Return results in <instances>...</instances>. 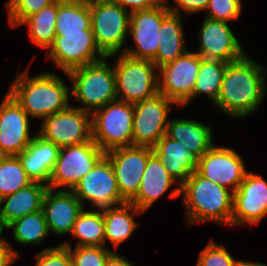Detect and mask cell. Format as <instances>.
Wrapping results in <instances>:
<instances>
[{"instance_id": "d6986e66", "label": "cell", "mask_w": 267, "mask_h": 266, "mask_svg": "<svg viewBox=\"0 0 267 266\" xmlns=\"http://www.w3.org/2000/svg\"><path fill=\"white\" fill-rule=\"evenodd\" d=\"M198 36L200 49L196 53L202 58L230 63L245 55L238 38L227 22L205 18Z\"/></svg>"}, {"instance_id": "f546056e", "label": "cell", "mask_w": 267, "mask_h": 266, "mask_svg": "<svg viewBox=\"0 0 267 266\" xmlns=\"http://www.w3.org/2000/svg\"><path fill=\"white\" fill-rule=\"evenodd\" d=\"M78 214L71 234L78 238V246L104 247L105 232L102 209L99 211H85Z\"/></svg>"}, {"instance_id": "3957f363", "label": "cell", "mask_w": 267, "mask_h": 266, "mask_svg": "<svg viewBox=\"0 0 267 266\" xmlns=\"http://www.w3.org/2000/svg\"><path fill=\"white\" fill-rule=\"evenodd\" d=\"M188 224L214 221L231 226L233 192L193 172L180 186Z\"/></svg>"}, {"instance_id": "8fae6325", "label": "cell", "mask_w": 267, "mask_h": 266, "mask_svg": "<svg viewBox=\"0 0 267 266\" xmlns=\"http://www.w3.org/2000/svg\"><path fill=\"white\" fill-rule=\"evenodd\" d=\"M91 113L70 105L67 109L43 118L39 136L59 148L92 140Z\"/></svg>"}, {"instance_id": "9c48e42d", "label": "cell", "mask_w": 267, "mask_h": 266, "mask_svg": "<svg viewBox=\"0 0 267 266\" xmlns=\"http://www.w3.org/2000/svg\"><path fill=\"white\" fill-rule=\"evenodd\" d=\"M167 0L156 6L130 12L129 30L135 48H124L123 54L135 58L152 61L159 47L160 26L162 20L171 12Z\"/></svg>"}, {"instance_id": "8992f818", "label": "cell", "mask_w": 267, "mask_h": 266, "mask_svg": "<svg viewBox=\"0 0 267 266\" xmlns=\"http://www.w3.org/2000/svg\"><path fill=\"white\" fill-rule=\"evenodd\" d=\"M117 100L135 104L158 94L159 74L153 61L131 58L123 53L114 64Z\"/></svg>"}, {"instance_id": "7a4b0ae2", "label": "cell", "mask_w": 267, "mask_h": 266, "mask_svg": "<svg viewBox=\"0 0 267 266\" xmlns=\"http://www.w3.org/2000/svg\"><path fill=\"white\" fill-rule=\"evenodd\" d=\"M8 93L32 118L43 119L70 106V88L52 72L33 77L27 70L19 72Z\"/></svg>"}, {"instance_id": "30bf717a", "label": "cell", "mask_w": 267, "mask_h": 266, "mask_svg": "<svg viewBox=\"0 0 267 266\" xmlns=\"http://www.w3.org/2000/svg\"><path fill=\"white\" fill-rule=\"evenodd\" d=\"M48 56L63 73L107 57L97 46L92 30L60 33L49 47Z\"/></svg>"}, {"instance_id": "60d3db41", "label": "cell", "mask_w": 267, "mask_h": 266, "mask_svg": "<svg viewBox=\"0 0 267 266\" xmlns=\"http://www.w3.org/2000/svg\"><path fill=\"white\" fill-rule=\"evenodd\" d=\"M1 236L2 233L0 234V266H11L19 258V255L10 243Z\"/></svg>"}, {"instance_id": "d590c367", "label": "cell", "mask_w": 267, "mask_h": 266, "mask_svg": "<svg viewBox=\"0 0 267 266\" xmlns=\"http://www.w3.org/2000/svg\"><path fill=\"white\" fill-rule=\"evenodd\" d=\"M240 260L234 259L227 249L212 240L200 252L196 266H238Z\"/></svg>"}, {"instance_id": "4dcf8cb0", "label": "cell", "mask_w": 267, "mask_h": 266, "mask_svg": "<svg viewBox=\"0 0 267 266\" xmlns=\"http://www.w3.org/2000/svg\"><path fill=\"white\" fill-rule=\"evenodd\" d=\"M58 12V0L44 7L38 13L33 14L21 23L28 25L30 39L43 49L49 48L54 41L56 31V16Z\"/></svg>"}, {"instance_id": "52a82bcc", "label": "cell", "mask_w": 267, "mask_h": 266, "mask_svg": "<svg viewBox=\"0 0 267 266\" xmlns=\"http://www.w3.org/2000/svg\"><path fill=\"white\" fill-rule=\"evenodd\" d=\"M89 10L98 48L108 58L116 55L126 42L130 12L105 0H90Z\"/></svg>"}, {"instance_id": "e0dca14e", "label": "cell", "mask_w": 267, "mask_h": 266, "mask_svg": "<svg viewBox=\"0 0 267 266\" xmlns=\"http://www.w3.org/2000/svg\"><path fill=\"white\" fill-rule=\"evenodd\" d=\"M267 215V182L260 175L246 173L233 193L231 226L259 223Z\"/></svg>"}, {"instance_id": "83f0119b", "label": "cell", "mask_w": 267, "mask_h": 266, "mask_svg": "<svg viewBox=\"0 0 267 266\" xmlns=\"http://www.w3.org/2000/svg\"><path fill=\"white\" fill-rule=\"evenodd\" d=\"M55 35L91 29L89 1L58 0Z\"/></svg>"}, {"instance_id": "e575fe53", "label": "cell", "mask_w": 267, "mask_h": 266, "mask_svg": "<svg viewBox=\"0 0 267 266\" xmlns=\"http://www.w3.org/2000/svg\"><path fill=\"white\" fill-rule=\"evenodd\" d=\"M57 0H9L6 3L8 22L11 27H18L28 17L38 13L44 7Z\"/></svg>"}, {"instance_id": "484cf974", "label": "cell", "mask_w": 267, "mask_h": 266, "mask_svg": "<svg viewBox=\"0 0 267 266\" xmlns=\"http://www.w3.org/2000/svg\"><path fill=\"white\" fill-rule=\"evenodd\" d=\"M181 20V15L172 12L162 20L159 30V47L152 60L158 69L188 51L184 45L185 39Z\"/></svg>"}, {"instance_id": "44dd1931", "label": "cell", "mask_w": 267, "mask_h": 266, "mask_svg": "<svg viewBox=\"0 0 267 266\" xmlns=\"http://www.w3.org/2000/svg\"><path fill=\"white\" fill-rule=\"evenodd\" d=\"M151 149L167 172L178 182V187L171 191L170 197H179L180 186L197 170L199 157L166 135Z\"/></svg>"}, {"instance_id": "4316f807", "label": "cell", "mask_w": 267, "mask_h": 266, "mask_svg": "<svg viewBox=\"0 0 267 266\" xmlns=\"http://www.w3.org/2000/svg\"><path fill=\"white\" fill-rule=\"evenodd\" d=\"M142 212L131 202L103 208L105 242L108 240L115 248H118L138 226L133 215H140Z\"/></svg>"}, {"instance_id": "ac0fdd59", "label": "cell", "mask_w": 267, "mask_h": 266, "mask_svg": "<svg viewBox=\"0 0 267 266\" xmlns=\"http://www.w3.org/2000/svg\"><path fill=\"white\" fill-rule=\"evenodd\" d=\"M30 116L7 92L0 105V156L19 155L29 146Z\"/></svg>"}, {"instance_id": "7c38bea8", "label": "cell", "mask_w": 267, "mask_h": 266, "mask_svg": "<svg viewBox=\"0 0 267 266\" xmlns=\"http://www.w3.org/2000/svg\"><path fill=\"white\" fill-rule=\"evenodd\" d=\"M200 69V55L187 51L158 70L162 79H158V94L173 100L176 105L188 106L192 101V92Z\"/></svg>"}, {"instance_id": "b9f144b4", "label": "cell", "mask_w": 267, "mask_h": 266, "mask_svg": "<svg viewBox=\"0 0 267 266\" xmlns=\"http://www.w3.org/2000/svg\"><path fill=\"white\" fill-rule=\"evenodd\" d=\"M105 266H135L129 260L113 252L106 260Z\"/></svg>"}, {"instance_id": "9a60e30c", "label": "cell", "mask_w": 267, "mask_h": 266, "mask_svg": "<svg viewBox=\"0 0 267 266\" xmlns=\"http://www.w3.org/2000/svg\"><path fill=\"white\" fill-rule=\"evenodd\" d=\"M150 147H119L105 152L109 158L120 195L129 202L138 192L147 160L152 154Z\"/></svg>"}, {"instance_id": "7402d4cb", "label": "cell", "mask_w": 267, "mask_h": 266, "mask_svg": "<svg viewBox=\"0 0 267 266\" xmlns=\"http://www.w3.org/2000/svg\"><path fill=\"white\" fill-rule=\"evenodd\" d=\"M48 185L32 181L28 186L0 199V228L2 230L14 220L42 209ZM2 203H5L2 206Z\"/></svg>"}, {"instance_id": "5b68a950", "label": "cell", "mask_w": 267, "mask_h": 266, "mask_svg": "<svg viewBox=\"0 0 267 266\" xmlns=\"http://www.w3.org/2000/svg\"><path fill=\"white\" fill-rule=\"evenodd\" d=\"M133 104L115 100L91 116L92 140L104 152L133 146Z\"/></svg>"}, {"instance_id": "5bb4252c", "label": "cell", "mask_w": 267, "mask_h": 266, "mask_svg": "<svg viewBox=\"0 0 267 266\" xmlns=\"http://www.w3.org/2000/svg\"><path fill=\"white\" fill-rule=\"evenodd\" d=\"M81 201H91L98 210L127 202L118 189L109 158L104 155L71 190Z\"/></svg>"}, {"instance_id": "ab89813d", "label": "cell", "mask_w": 267, "mask_h": 266, "mask_svg": "<svg viewBox=\"0 0 267 266\" xmlns=\"http://www.w3.org/2000/svg\"><path fill=\"white\" fill-rule=\"evenodd\" d=\"M109 3L116 4L118 6H121L125 8L127 11L128 6L131 7V11H137V10H143V9H149L157 4H159L162 0H105Z\"/></svg>"}, {"instance_id": "4fadbf2b", "label": "cell", "mask_w": 267, "mask_h": 266, "mask_svg": "<svg viewBox=\"0 0 267 266\" xmlns=\"http://www.w3.org/2000/svg\"><path fill=\"white\" fill-rule=\"evenodd\" d=\"M173 104L176 103L161 94L133 104V146L153 148L166 135Z\"/></svg>"}, {"instance_id": "8d00e7d4", "label": "cell", "mask_w": 267, "mask_h": 266, "mask_svg": "<svg viewBox=\"0 0 267 266\" xmlns=\"http://www.w3.org/2000/svg\"><path fill=\"white\" fill-rule=\"evenodd\" d=\"M241 0H210L205 18L227 22L236 20L241 13Z\"/></svg>"}, {"instance_id": "2e32d148", "label": "cell", "mask_w": 267, "mask_h": 266, "mask_svg": "<svg viewBox=\"0 0 267 266\" xmlns=\"http://www.w3.org/2000/svg\"><path fill=\"white\" fill-rule=\"evenodd\" d=\"M243 159L231 148L212 146L201 158L197 172L233 193L247 173Z\"/></svg>"}, {"instance_id": "d4e9b609", "label": "cell", "mask_w": 267, "mask_h": 266, "mask_svg": "<svg viewBox=\"0 0 267 266\" xmlns=\"http://www.w3.org/2000/svg\"><path fill=\"white\" fill-rule=\"evenodd\" d=\"M166 136L178 141L188 151L201 158L213 145L211 126L194 120L169 121Z\"/></svg>"}, {"instance_id": "6da1fadb", "label": "cell", "mask_w": 267, "mask_h": 266, "mask_svg": "<svg viewBox=\"0 0 267 266\" xmlns=\"http://www.w3.org/2000/svg\"><path fill=\"white\" fill-rule=\"evenodd\" d=\"M266 68L246 54L227 64L219 98L214 104L223 113L244 118L258 110L266 91Z\"/></svg>"}, {"instance_id": "ffe728a7", "label": "cell", "mask_w": 267, "mask_h": 266, "mask_svg": "<svg viewBox=\"0 0 267 266\" xmlns=\"http://www.w3.org/2000/svg\"><path fill=\"white\" fill-rule=\"evenodd\" d=\"M84 205L69 190L49 189L46 191L42 211L44 213L49 232L66 235L72 232L78 214Z\"/></svg>"}, {"instance_id": "74e56055", "label": "cell", "mask_w": 267, "mask_h": 266, "mask_svg": "<svg viewBox=\"0 0 267 266\" xmlns=\"http://www.w3.org/2000/svg\"><path fill=\"white\" fill-rule=\"evenodd\" d=\"M35 266H72V260L67 247L62 244L45 248L36 255Z\"/></svg>"}, {"instance_id": "ba28073f", "label": "cell", "mask_w": 267, "mask_h": 266, "mask_svg": "<svg viewBox=\"0 0 267 266\" xmlns=\"http://www.w3.org/2000/svg\"><path fill=\"white\" fill-rule=\"evenodd\" d=\"M105 155L91 140L79 145L60 148L58 159L49 178L48 188L65 187L71 191L96 163ZM68 186V188H67Z\"/></svg>"}, {"instance_id": "f35d334b", "label": "cell", "mask_w": 267, "mask_h": 266, "mask_svg": "<svg viewBox=\"0 0 267 266\" xmlns=\"http://www.w3.org/2000/svg\"><path fill=\"white\" fill-rule=\"evenodd\" d=\"M178 7H170L172 13L181 15V11L187 14L196 13L198 11H205L210 0H174Z\"/></svg>"}, {"instance_id": "cb8c5ba5", "label": "cell", "mask_w": 267, "mask_h": 266, "mask_svg": "<svg viewBox=\"0 0 267 266\" xmlns=\"http://www.w3.org/2000/svg\"><path fill=\"white\" fill-rule=\"evenodd\" d=\"M176 180L167 172L157 156L152 153L146 163L137 194L129 201L143 212L165 192H167Z\"/></svg>"}, {"instance_id": "f1b7e54d", "label": "cell", "mask_w": 267, "mask_h": 266, "mask_svg": "<svg viewBox=\"0 0 267 266\" xmlns=\"http://www.w3.org/2000/svg\"><path fill=\"white\" fill-rule=\"evenodd\" d=\"M227 62L217 59H205L200 56V69L192 92V100L200 94H207L215 104L226 71Z\"/></svg>"}, {"instance_id": "d6a6232c", "label": "cell", "mask_w": 267, "mask_h": 266, "mask_svg": "<svg viewBox=\"0 0 267 266\" xmlns=\"http://www.w3.org/2000/svg\"><path fill=\"white\" fill-rule=\"evenodd\" d=\"M31 182L18 155L0 156V199Z\"/></svg>"}, {"instance_id": "603a6c76", "label": "cell", "mask_w": 267, "mask_h": 266, "mask_svg": "<svg viewBox=\"0 0 267 266\" xmlns=\"http://www.w3.org/2000/svg\"><path fill=\"white\" fill-rule=\"evenodd\" d=\"M60 148L52 142L34 135L33 140L18 157L27 176L34 182L49 183L51 172L58 159Z\"/></svg>"}, {"instance_id": "7bdbcfd3", "label": "cell", "mask_w": 267, "mask_h": 266, "mask_svg": "<svg viewBox=\"0 0 267 266\" xmlns=\"http://www.w3.org/2000/svg\"><path fill=\"white\" fill-rule=\"evenodd\" d=\"M238 266H267V265L262 264V263H258V262H253V261L250 262V261L240 260Z\"/></svg>"}, {"instance_id": "1f68e13d", "label": "cell", "mask_w": 267, "mask_h": 266, "mask_svg": "<svg viewBox=\"0 0 267 266\" xmlns=\"http://www.w3.org/2000/svg\"><path fill=\"white\" fill-rule=\"evenodd\" d=\"M12 228L13 238L19 244L37 245L49 234L42 209L18 218L6 227V229Z\"/></svg>"}, {"instance_id": "277c9868", "label": "cell", "mask_w": 267, "mask_h": 266, "mask_svg": "<svg viewBox=\"0 0 267 266\" xmlns=\"http://www.w3.org/2000/svg\"><path fill=\"white\" fill-rule=\"evenodd\" d=\"M107 59L105 57L64 73L73 82L71 97L82 104L77 108L92 114L107 103L117 100L115 72L108 65Z\"/></svg>"}, {"instance_id": "836d02e7", "label": "cell", "mask_w": 267, "mask_h": 266, "mask_svg": "<svg viewBox=\"0 0 267 266\" xmlns=\"http://www.w3.org/2000/svg\"><path fill=\"white\" fill-rule=\"evenodd\" d=\"M72 260V266H105L107 258L113 253L106 247L78 246L74 250L71 244L64 242Z\"/></svg>"}]
</instances>
